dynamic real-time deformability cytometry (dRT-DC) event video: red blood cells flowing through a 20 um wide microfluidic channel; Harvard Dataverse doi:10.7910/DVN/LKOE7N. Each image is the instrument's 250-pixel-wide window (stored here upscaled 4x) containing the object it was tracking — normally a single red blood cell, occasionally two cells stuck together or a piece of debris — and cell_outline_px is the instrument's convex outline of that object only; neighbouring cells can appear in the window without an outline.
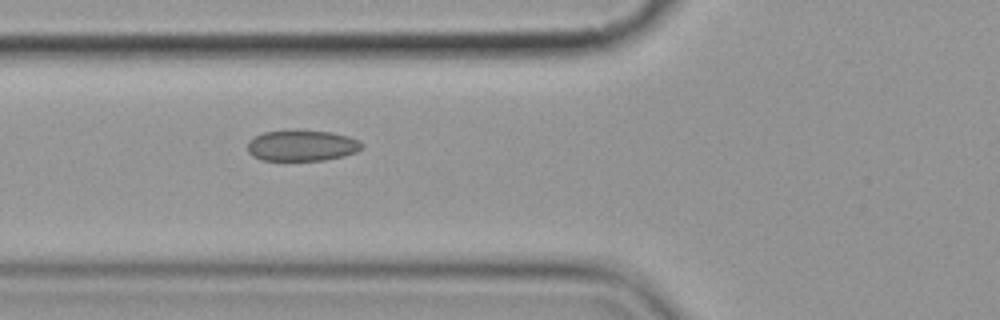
{"species": "common noctule bat (a hibernating species)", "species_latin": "Nyctalus noctula", "temperature_condition": "cold", "stored_images_in_passage": 6, "camera_frame_rate_fps": 3000, "um_per_image_px": 0.085, "animal": {"sex": "female", "body_mass_g": 19.9}, "frame": {"image": 1, "passage_image": 6, "time_ms": 5.667, "image_size_px": [1000, 320], "cell_outline_px": [[364, 148], [356, 152], [344, 156], [324, 160], [260, 160], [252, 156], [248, 152], [248, 140], [252, 136], [264, 132], [292, 128], [296, 128], [332, 132], [348, 136], [360, 140], [364, 144]], "centroid_in_image_um": [25.66, 12.34], "position_along_channel_um": 100.1, "area_um2": 21.44}}